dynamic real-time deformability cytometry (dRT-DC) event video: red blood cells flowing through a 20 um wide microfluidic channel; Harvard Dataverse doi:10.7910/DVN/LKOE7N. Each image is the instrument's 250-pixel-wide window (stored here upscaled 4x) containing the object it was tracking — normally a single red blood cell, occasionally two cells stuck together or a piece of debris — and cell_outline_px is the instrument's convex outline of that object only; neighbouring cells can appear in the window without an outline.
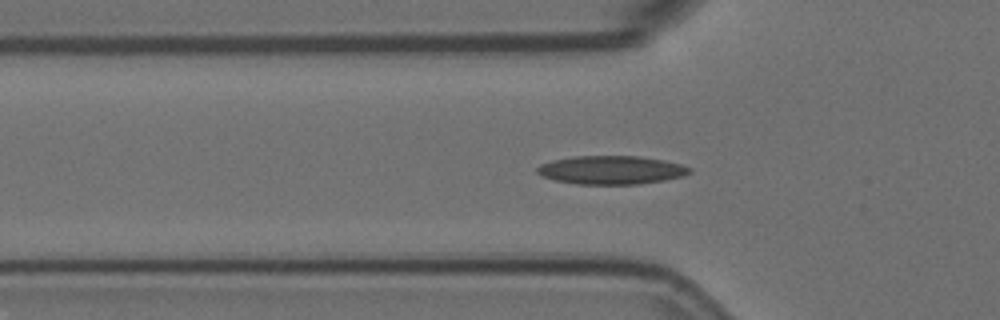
{"species": "Egyptian fruit bat (a non-hibernating species)", "species_latin": "Rousettus aegyptiacus", "temperature_condition": "room temperature", "stored_images_in_passage": 43, "camera_frame_rate_fps": 3000, "um_per_image_px": 0.085, "animal": {"sex": "female"}, "frame": {"image": 1, "passage_image": 4, "time_ms": 1.0, "image_size_px": [1000, 320], "cell_outline_px": [[692, 172], [684, 176], [664, 180], [640, 184], [576, 184], [556, 180], [540, 176], [536, 172], [536, 168], [540, 164], [552, 160], [572, 156], [640, 156], [664, 160], [680, 164], [692, 168]], "centroid_in_image_um": [51.95, 14.45], "position_along_channel_um": 73.8, "area_um2": 25.49}}
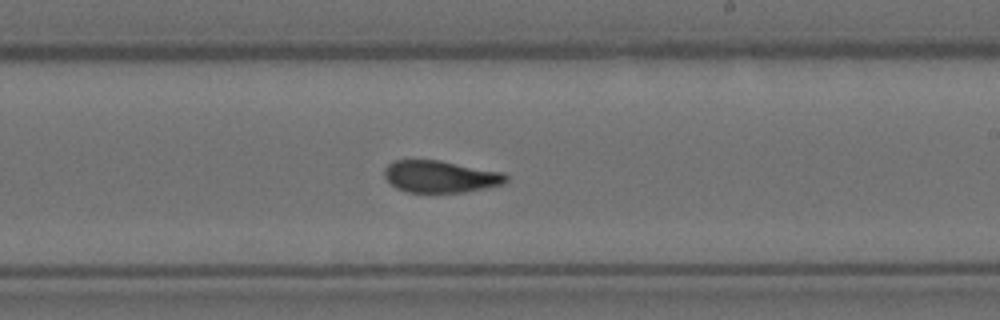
{"frame": {"image": 2, "passage_image": 19, "time_ms": 6.0, "image_size_px": [1000, 320], "cell_outline_px": [[508, 180], [504, 184], [464, 192], [408, 192], [396, 188], [384, 176], [384, 168], [392, 160], [440, 160], [504, 172], [508, 176]], "centroid_in_image_um": [37.45, 15.0], "position_along_channel_um": 251.6, "area_um2": 22.77}}
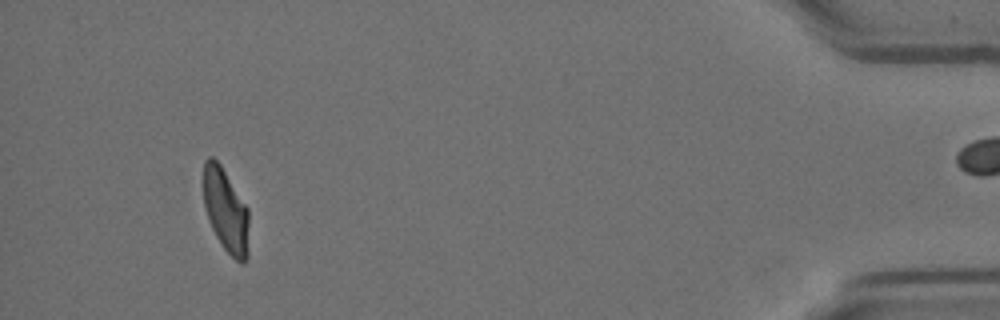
{"frame": {"image": 3, "passage_image": 39, "time_ms": 12.667, "image_size_px": [1000, 320], "cell_outline_px": [[248, 256], [244, 264], [240, 264], [224, 248], [216, 236], [208, 220], [204, 204], [204, 160], [208, 156], [212, 156], [220, 164], [248, 208]], "centroid_in_image_um": [19.2, 17.9], "position_along_channel_um": 416.0, "area_um2": 22.08}}